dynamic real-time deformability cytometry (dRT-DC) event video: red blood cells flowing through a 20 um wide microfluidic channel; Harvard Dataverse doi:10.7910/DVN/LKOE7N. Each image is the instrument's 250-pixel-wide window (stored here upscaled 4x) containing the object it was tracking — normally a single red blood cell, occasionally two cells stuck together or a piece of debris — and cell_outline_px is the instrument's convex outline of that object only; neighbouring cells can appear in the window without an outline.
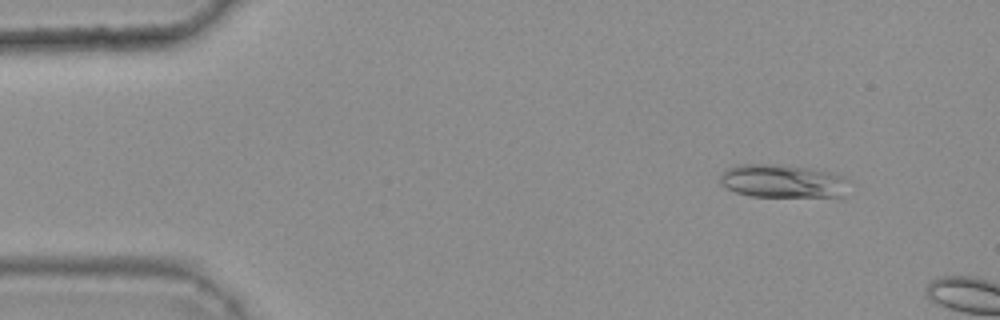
{"species": "common noctule bat (a hibernating species)", "species_latin": "Nyctalus noctula", "temperature_condition": "warm", "stored_images_in_passage": 10, "camera_frame_rate_fps": 3000, "um_per_image_px": 0.085, "animal": {"sex": "female", "body_mass_g": 25.1}, "frame": {"image": 1, "passage_image": 6, "time_ms": 1.667, "image_size_px": [1000, 320], "cell_outline_px": [[848, 180], [840, 196], [752, 196], [736, 192], [720, 184], [720, 176], [728, 168], [740, 164], [780, 164], [808, 168], [832, 172]], "centroid_in_image_um": [66.46, 15.38], "position_along_channel_um": 18.5, "area_um2": 24.51}}